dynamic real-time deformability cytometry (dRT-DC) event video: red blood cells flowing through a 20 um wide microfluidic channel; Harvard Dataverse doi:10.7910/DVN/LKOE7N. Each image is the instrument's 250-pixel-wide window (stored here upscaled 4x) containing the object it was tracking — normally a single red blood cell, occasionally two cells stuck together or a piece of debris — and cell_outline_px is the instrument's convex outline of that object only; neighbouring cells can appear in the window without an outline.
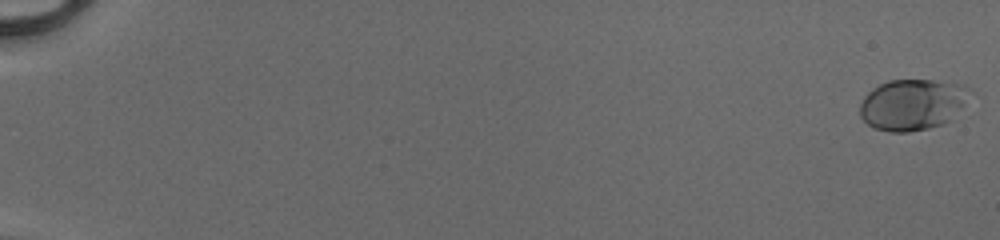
{"species": "human", "species_latin": "Homo sapiens", "temperature_condition": "cold", "stored_images_in_passage": 11, "camera_frame_rate_fps": 3000, "um_per_image_px": 0.085, "donor": {"sex": "male"}, "frame": {"image": 1, "passage_image": 1, "time_ms": 0.0, "image_size_px": [1000, 240], "cell_outline_px": [[968, 88], [964, 104], [952, 120], [944, 124], [928, 128], [908, 132], [888, 132], [876, 128], [868, 124], [860, 116], [860, 104], [864, 96], [872, 88], [888, 80], [932, 80], [964, 84]], "centroid_in_image_um": [77.53, 8.89], "position_along_channel_um": 7.5, "area_um2": 32.66}}